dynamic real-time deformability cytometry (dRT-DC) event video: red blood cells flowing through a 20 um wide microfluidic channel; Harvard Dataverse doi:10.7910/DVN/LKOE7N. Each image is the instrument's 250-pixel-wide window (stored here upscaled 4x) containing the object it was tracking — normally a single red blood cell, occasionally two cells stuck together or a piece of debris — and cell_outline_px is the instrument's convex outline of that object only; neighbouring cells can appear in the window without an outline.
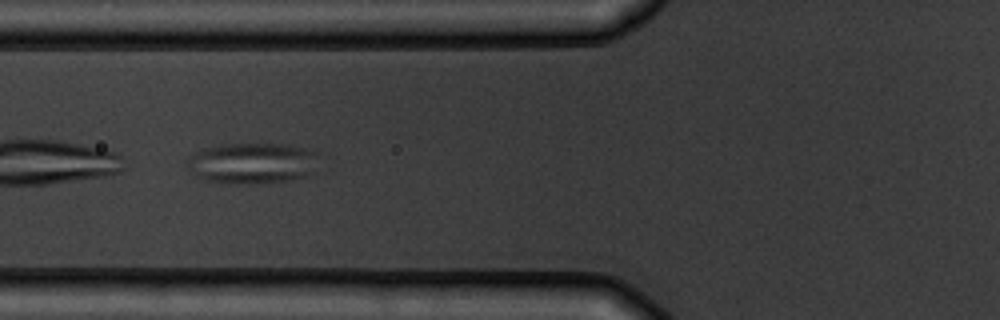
{"species": "common noctule bat (a hibernating species)", "species_latin": "Nyctalus noctula", "temperature_condition": "warm", "stored_images_in_passage": 7, "camera_frame_rate_fps": 3000, "um_per_image_px": 0.085, "animal": {"sex": "male", "body_mass_g": 19.5, "forearm_length_mm": 54.6}, "frame": {"image": 1, "passage_image": 5, "time_ms": 4.667, "image_size_px": [1000, 320], "cell_outline_px": [[320, 152], [308, 172], [304, 176], [288, 180], [260, 184], [236, 184], [204, 180], [196, 176], [188, 168], [188, 156], [192, 152], [204, 148], [220, 144], [292, 144], [312, 148]], "centroid_in_image_um": [21.41, 13.85], "position_along_channel_um": 104.4, "area_um2": 31.67}}